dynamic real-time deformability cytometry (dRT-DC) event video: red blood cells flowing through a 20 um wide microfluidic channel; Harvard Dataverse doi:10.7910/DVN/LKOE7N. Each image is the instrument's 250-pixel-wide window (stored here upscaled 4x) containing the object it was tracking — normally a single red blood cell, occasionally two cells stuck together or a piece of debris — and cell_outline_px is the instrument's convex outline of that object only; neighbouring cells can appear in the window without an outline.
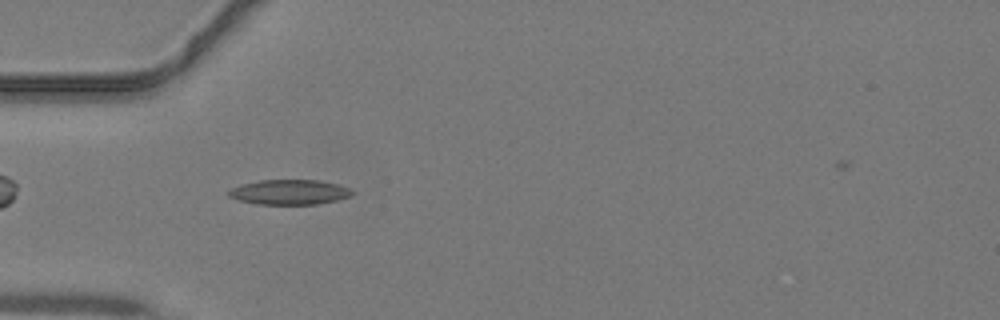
{"species": "common noctule bat (a hibernating species)", "species_latin": "Nyctalus noctula", "temperature_condition": "warm", "stored_images_in_passage": 32, "camera_frame_rate_fps": 3000, "um_per_image_px": 0.085, "animal": {"sex": "male", "body_mass_g": 19.2, "forearm_length_mm": 51.8}, "frame": {"image": 1, "passage_image": 2, "time_ms": 0.333, "image_size_px": [1000, 320], "cell_outline_px": [[356, 192], [352, 196], [336, 200], [316, 204], [256, 204], [240, 200], [228, 196], [228, 188], [240, 184], [260, 180], [316, 180], [340, 184], [352, 188]], "centroid_in_image_um": [24.63, 16.32], "position_along_channel_um": 60.4, "area_um2": 18.21}}
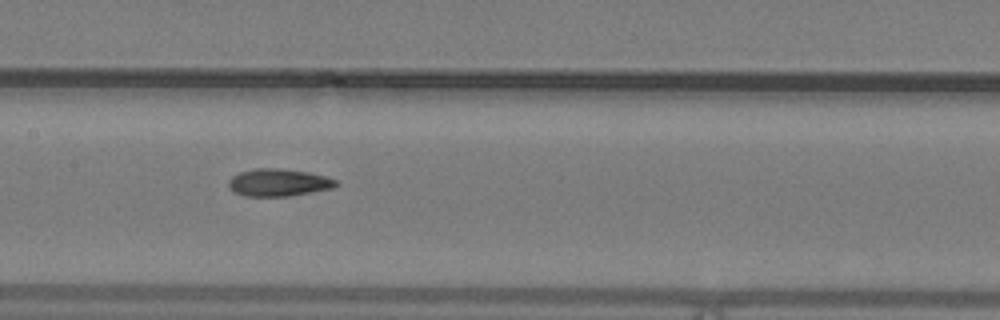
{"frame": {"image": 2, "passage_image": 10, "time_ms": 3.0, "image_size_px": [1000, 320], "cell_outline_px": [[340, 184], [332, 188], [288, 196], [244, 196], [232, 192], [228, 188], [228, 180], [232, 176], [240, 172], [256, 168], [280, 168], [328, 176], [336, 180]], "centroid_in_image_um": [23.64, 15.52], "position_along_channel_um": 183.8, "area_um2": 17.22}}
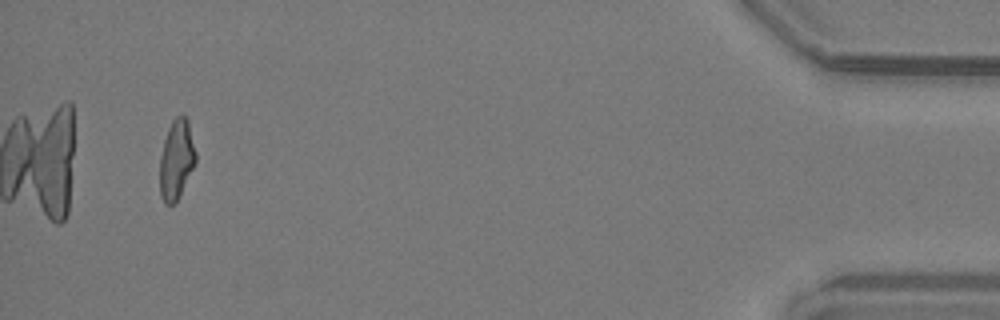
{"frame": {"image": 3, "passage_image": 30, "time_ms": 9.667, "image_size_px": [1000, 320], "cell_outline_px": [[196, 160], [176, 200], [172, 204], [164, 204], [160, 196], [160, 156], [164, 140], [168, 128], [172, 120], [180, 112], [184, 112], [188, 120], [196, 152]], "centroid_in_image_um": [14.98, 13.47], "position_along_channel_um": 420.2, "area_um2": 16.53}}